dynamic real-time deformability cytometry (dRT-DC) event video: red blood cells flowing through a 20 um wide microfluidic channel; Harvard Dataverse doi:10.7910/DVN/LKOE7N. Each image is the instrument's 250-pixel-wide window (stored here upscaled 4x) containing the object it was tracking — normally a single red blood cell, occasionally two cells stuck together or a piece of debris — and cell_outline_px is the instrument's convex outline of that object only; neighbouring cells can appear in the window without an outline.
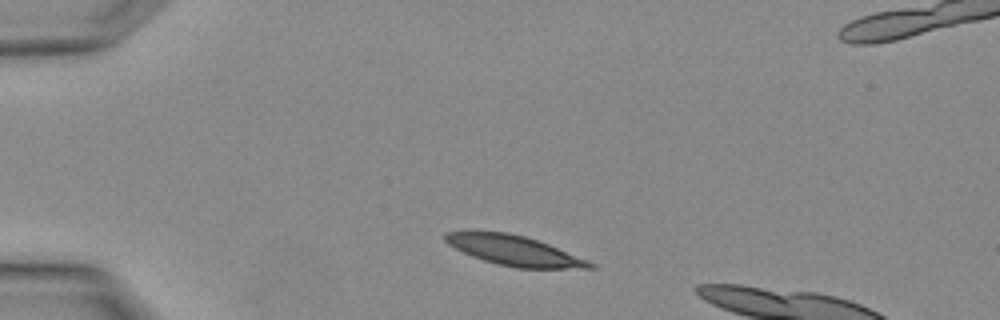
{"species": "Egyptian fruit bat (a non-hibernating species)", "species_latin": "Rousettus aegyptiacus", "temperature_condition": "warm", "stored_images_in_passage": 2, "camera_frame_rate_fps": 3000, "um_per_image_px": 0.085, "animal": {"sex": "female"}, "frame": {"image": 1, "passage_image": 2, "time_ms": 0.333, "image_size_px": [1000, 320], "cell_outline_px": [[596, 268], [516, 268], [484, 260], [472, 256], [448, 244], [444, 240], [444, 232], [468, 228], [508, 232], [524, 236], [548, 244], [588, 260], [596, 264]], "centroid_in_image_um": [43.61, 21.24], "position_along_channel_um": 41.4, "area_um2": 25.66}}